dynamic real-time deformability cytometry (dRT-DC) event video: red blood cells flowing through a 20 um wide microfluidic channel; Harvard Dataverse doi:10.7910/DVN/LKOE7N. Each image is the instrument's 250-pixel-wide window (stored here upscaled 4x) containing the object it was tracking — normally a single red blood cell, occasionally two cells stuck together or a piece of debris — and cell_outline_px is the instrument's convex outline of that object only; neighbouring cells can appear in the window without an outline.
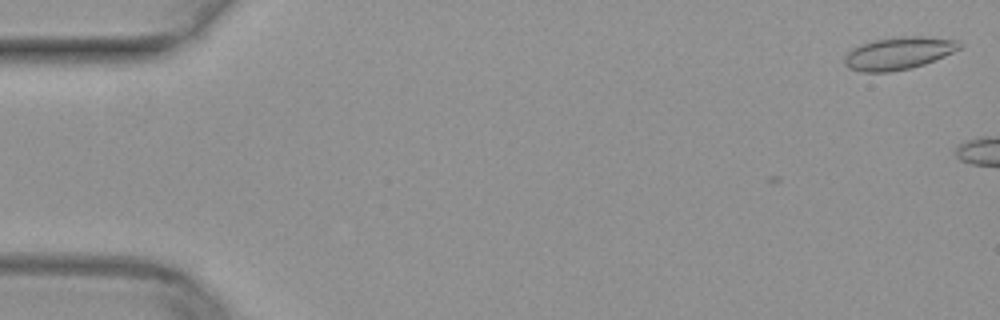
{"species": "common noctule bat (a hibernating species)", "species_latin": "Nyctalus noctula", "temperature_condition": "warm", "stored_images_in_passage": 6, "camera_frame_rate_fps": 3000, "um_per_image_px": 0.085, "animal": {"sex": "female", "body_mass_g": 29.2, "forearm_length_mm": 56.3}, "frame": {"image": 1, "passage_image": 2, "time_ms": 0.333, "image_size_px": [1000, 320], "cell_outline_px": [[964, 44], [960, 48], [944, 56], [924, 64], [912, 68], [888, 72], [860, 72], [848, 68], [844, 64], [844, 56], [852, 48], [860, 44], [876, 40], [904, 36], [924, 36], [956, 40]], "centroid_in_image_um": [76.36, 4.53], "position_along_channel_um": 8.6, "area_um2": 21.79}}